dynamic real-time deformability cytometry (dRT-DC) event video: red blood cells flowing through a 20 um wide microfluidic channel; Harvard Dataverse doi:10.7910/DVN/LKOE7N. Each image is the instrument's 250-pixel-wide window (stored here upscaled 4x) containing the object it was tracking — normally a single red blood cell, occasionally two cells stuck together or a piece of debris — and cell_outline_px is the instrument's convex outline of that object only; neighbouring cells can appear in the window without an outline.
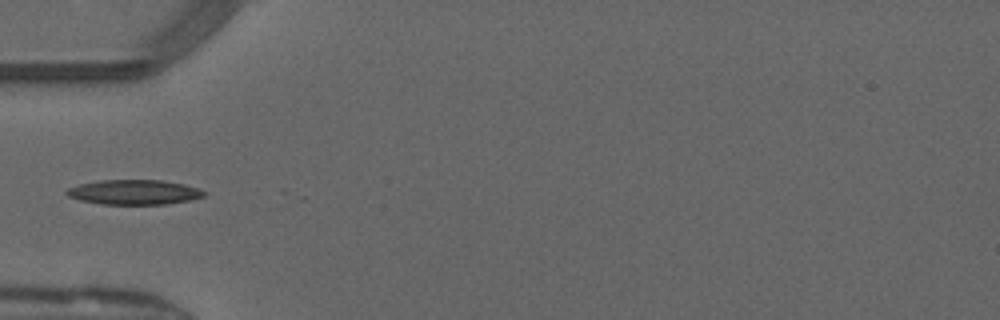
{"species": "common noctule bat (a hibernating species)", "species_latin": "Nyctalus noctula", "temperature_condition": "warm", "stored_images_in_passage": 26, "camera_frame_rate_fps": 3000, "um_per_image_px": 0.085, "animal": {"sex": "male", "forearm_length_mm": 52.5}, "frame": {"image": 1, "passage_image": 1, "time_ms": 0.0, "image_size_px": [1000, 320], "cell_outline_px": [[208, 192], [204, 196], [188, 200], [164, 204], [100, 204], [80, 200], [68, 196], [64, 192], [68, 188], [76, 184], [100, 180], [160, 180], [184, 184]], "centroid_in_image_um": [11.35, 16.33], "position_along_channel_um": 73.7, "area_um2": 19.83}}
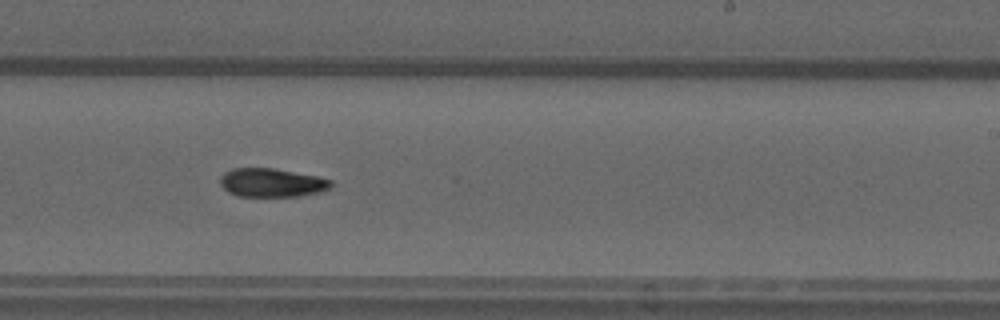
{"frame": {"image": 2, "passage_image": 15, "time_ms": 4.667, "image_size_px": [1000, 320], "cell_outline_px": [[332, 184], [328, 188], [316, 192], [300, 196], [236, 196], [228, 192], [220, 184], [220, 176], [224, 172], [232, 168], [272, 168], [316, 176], [332, 180]], "centroid_in_image_um": [23.04, 15.52], "position_along_channel_um": 266.0, "area_um2": 18.32}}
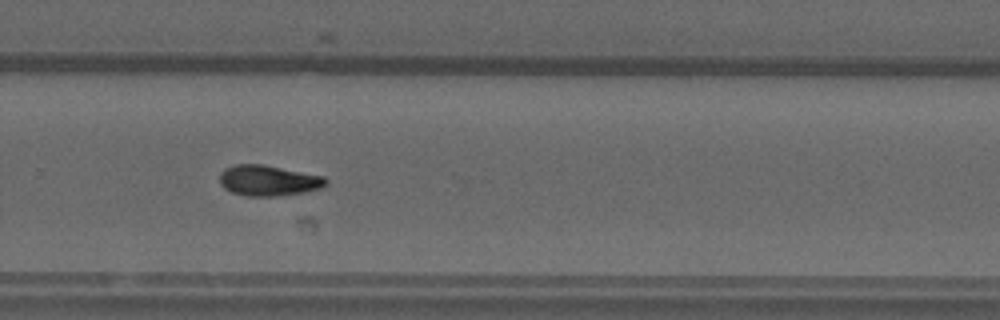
{"frame": {"image": 3, "passage_image": 18, "time_ms": 5.667, "image_size_px": [1000, 320], "cell_outline_px": [[328, 184], [324, 188], [308, 192], [276, 196], [248, 196], [232, 192], [224, 188], [220, 184], [220, 172], [224, 168], [236, 164], [264, 164], [324, 176], [328, 180]], "centroid_in_image_um": [22.86, 15.34], "position_along_channel_um": 306.9, "area_um2": 19.31}}